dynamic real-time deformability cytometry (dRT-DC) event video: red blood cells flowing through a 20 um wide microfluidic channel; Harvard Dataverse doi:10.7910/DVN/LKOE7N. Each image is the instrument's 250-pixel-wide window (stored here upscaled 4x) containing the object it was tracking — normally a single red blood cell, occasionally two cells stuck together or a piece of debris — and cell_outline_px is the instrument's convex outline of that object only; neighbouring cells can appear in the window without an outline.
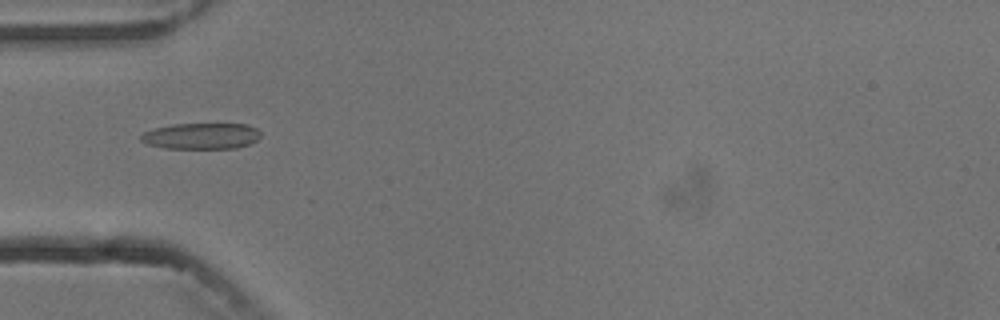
{"species": "common noctule bat (a hibernating species)", "species_latin": "Nyctalus noctula", "temperature_condition": "cold", "stored_images_in_passage": 7, "camera_frame_rate_fps": 3000, "um_per_image_px": 0.085, "animal": {"sex": "male", "body_mass_g": 13.3}, "frame": {"image": 1, "passage_image": 4, "time_ms": 4.333, "image_size_px": [1000, 320], "cell_outline_px": [[260, 136], [256, 140], [248, 144], [236, 148], [164, 148], [148, 144], [140, 140], [140, 136], [144, 132], [156, 128], [176, 124], [248, 124], [256, 128], [260, 132]], "centroid_in_image_um": [17.12, 11.56], "position_along_channel_um": 67.9, "area_um2": 18.03}}
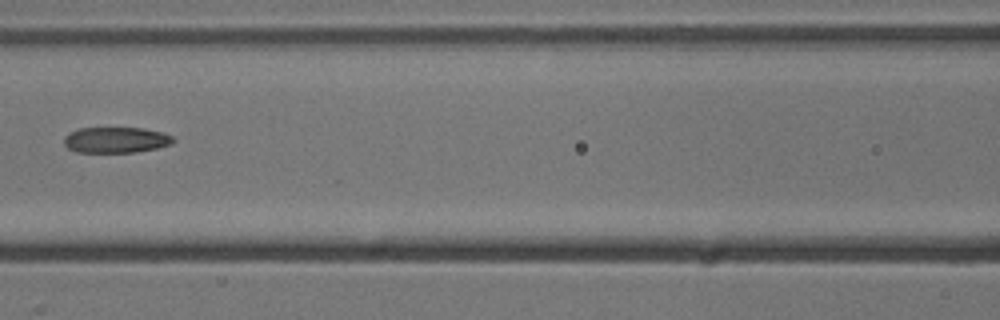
{"frame": {"image": 2, "passage_image": 6, "time_ms": 6.667, "image_size_px": [1000, 320], "cell_outline_px": [[176, 140], [172, 144], [156, 148], [136, 152], [76, 152], [68, 148], [64, 144], [64, 136], [80, 128], [144, 128], [164, 132], [172, 136]], "centroid_in_image_um": [9.89, 11.89], "position_along_channel_um": 156.7, "area_um2": 16.47}}
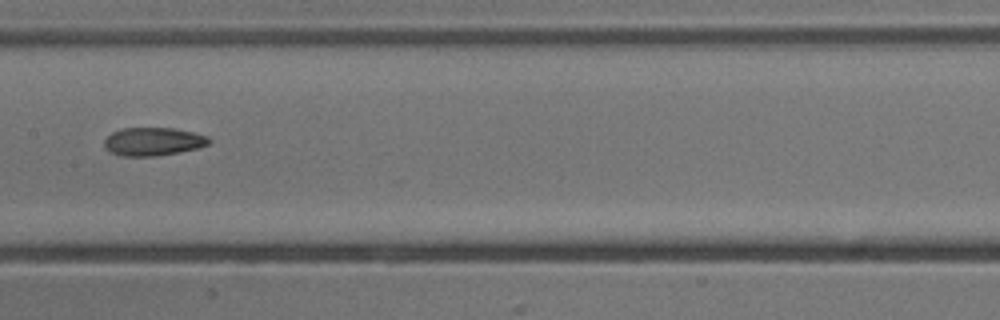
{"frame": {"image": 3, "passage_image": 7, "time_ms": 7.667, "image_size_px": [1000, 320], "cell_outline_px": [[212, 140], [208, 144], [196, 148], [156, 156], [120, 156], [112, 152], [104, 144], [104, 140], [112, 132], [120, 128], [172, 128], [192, 132], [208, 136]], "centroid_in_image_um": [13.01, 12.02], "position_along_channel_um": 194.4, "area_um2": 16.99}}